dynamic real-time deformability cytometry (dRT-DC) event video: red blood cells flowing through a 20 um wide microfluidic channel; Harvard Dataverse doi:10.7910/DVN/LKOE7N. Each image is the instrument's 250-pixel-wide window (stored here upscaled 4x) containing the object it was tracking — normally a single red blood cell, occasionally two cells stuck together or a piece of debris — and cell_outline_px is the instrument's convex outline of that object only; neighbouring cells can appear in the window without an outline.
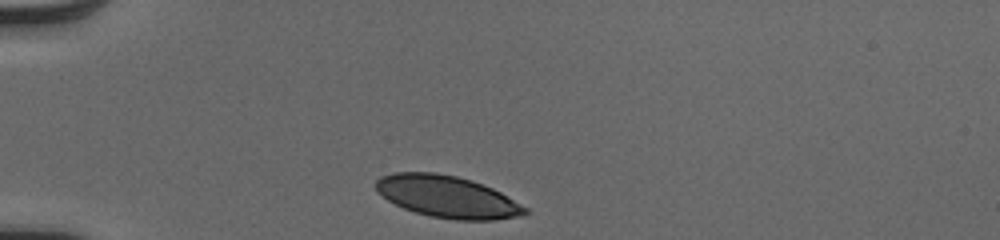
{"species": "human", "species_latin": "Homo sapiens", "temperature_condition": "cold", "stored_images_in_passage": 31, "camera_frame_rate_fps": 3000, "um_per_image_px": 0.085, "donor": {"sex": "male"}, "frame": {"image": 1, "passage_image": 1, "time_ms": 0.0, "image_size_px": [1000, 240], "cell_outline_px": [[528, 212], [520, 216], [496, 220], [456, 220], [428, 216], [404, 208], [388, 200], [376, 192], [372, 184], [380, 176], [396, 172], [436, 172], [456, 176], [472, 180], [492, 188], [500, 192], [528, 208]], "centroid_in_image_um": [37.98, 16.71], "position_along_channel_um": 47.0, "area_um2": 36.65}}
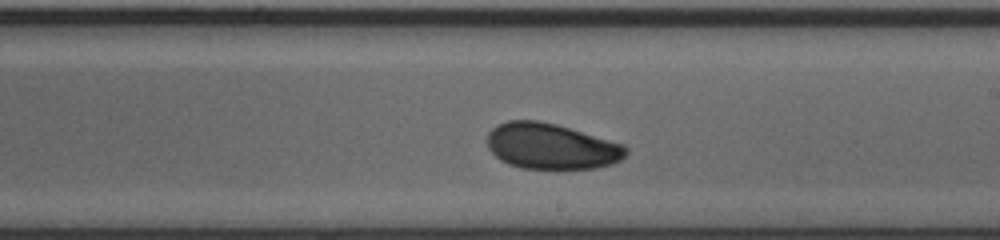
{"frame": {"image": 2, "passage_image": 18, "time_ms": 5.667, "image_size_px": [1000, 240], "cell_outline_px": [[628, 152], [620, 160], [612, 164], [596, 168], [520, 168], [508, 164], [500, 160], [488, 148], [488, 132], [496, 124], [508, 120], [536, 120], [556, 124], [624, 144], [628, 148]], "centroid_in_image_um": [46.84, 12.42], "position_along_channel_um": 242.2, "area_um2": 36.99}}
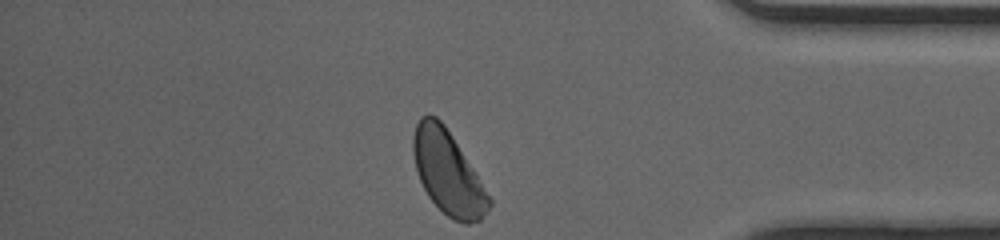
{"frame": {"image": 3, "passage_image": 31, "time_ms": 10.0, "image_size_px": [1000, 240], "cell_outline_px": [[492, 204], [480, 220], [468, 224], [464, 224], [452, 220], [428, 196], [420, 180], [416, 168], [412, 152], [412, 136], [416, 124], [420, 116], [436, 116], [444, 124], [452, 136], [492, 200]], "centroid_in_image_um": [38.05, 14.68], "position_along_channel_um": 397.2, "area_um2": 36.3}, "authors_computed_cell_mechanics": {"area_um2": 36.992, "velocity_mm_per_s": 4.0477, "shape_relaxation_time_tau1_ms": 3.0393, "shape_relaxation_time_tau2_ms": 2.529, "deformation_change_tau1": 0.0957, "deformation_change_tau2": 0.0505}}